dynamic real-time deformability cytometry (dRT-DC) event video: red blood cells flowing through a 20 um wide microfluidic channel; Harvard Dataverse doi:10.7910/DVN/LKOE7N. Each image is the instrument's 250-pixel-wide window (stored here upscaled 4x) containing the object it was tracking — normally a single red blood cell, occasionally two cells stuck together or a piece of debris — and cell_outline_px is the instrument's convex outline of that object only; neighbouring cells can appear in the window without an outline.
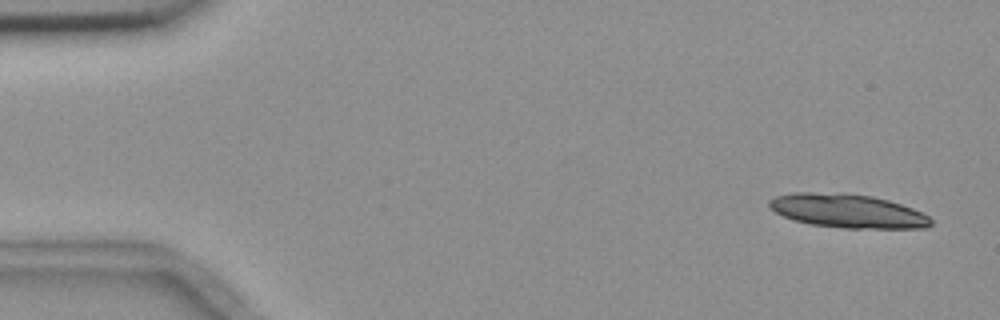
{"species": "common noctule bat (a hibernating species)", "species_latin": "Nyctalus noctula", "temperature_condition": "room temperature", "stored_images_in_passage": 4, "camera_frame_rate_fps": 3000, "um_per_image_px": 0.085, "animal": {"sex": "female", "body_mass_g": 18.4}, "frame": {"image": 1, "passage_image": 1, "time_ms": 0.0, "image_size_px": [1000, 320], "cell_outline_px": [[932, 224], [924, 228], [844, 228], [812, 224], [792, 220], [776, 212], [768, 204], [768, 200], [776, 196], [792, 192], [844, 192], [872, 196], [888, 200], [912, 208], [928, 216], [932, 220]], "centroid_in_image_um": [72.03, 17.92], "position_along_channel_um": 13.0, "area_um2": 31.85}}